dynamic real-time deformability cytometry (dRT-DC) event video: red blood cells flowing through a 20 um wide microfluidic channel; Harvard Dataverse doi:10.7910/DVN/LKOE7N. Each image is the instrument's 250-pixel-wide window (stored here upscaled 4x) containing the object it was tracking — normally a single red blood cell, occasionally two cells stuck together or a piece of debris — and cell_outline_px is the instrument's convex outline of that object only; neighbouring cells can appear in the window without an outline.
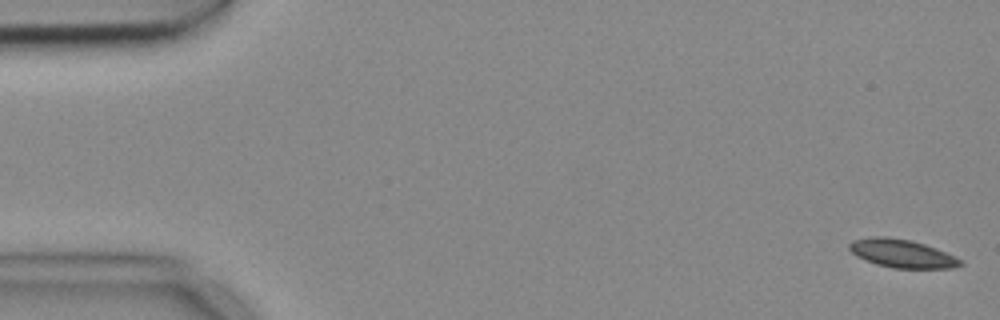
{"species": "common noctule bat (a hibernating species)", "species_latin": "Nyctalus noctula", "temperature_condition": "cold", "stored_images_in_passage": 6, "camera_frame_rate_fps": 3000, "um_per_image_px": 0.085, "animal": {"sex": "female", "body_mass_g": 18.4}, "frame": {"image": 1, "passage_image": 1, "time_ms": 0.0, "image_size_px": [1000, 320], "cell_outline_px": [[964, 264], [952, 268], [892, 268], [876, 264], [864, 260], [856, 256], [848, 248], [848, 244], [852, 240], [872, 236], [884, 236], [912, 240], [936, 248], [956, 256], [964, 260]], "centroid_in_image_um": [76.67, 21.54], "position_along_channel_um": 8.3, "area_um2": 18.55}}
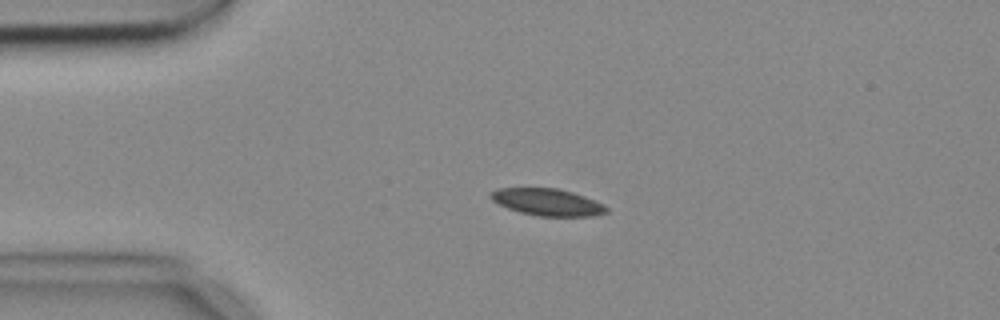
{"frame": {"image": 2, "passage_image": 4, "time_ms": 1.0, "image_size_px": [1000, 320], "cell_outline_px": [[608, 212], [596, 216], [536, 216], [520, 212], [508, 208], [492, 200], [488, 196], [496, 188], [560, 188], [584, 196], [604, 204], [608, 208]], "centroid_in_image_um": [46.55, 17.18], "position_along_channel_um": 38.5, "area_um2": 18.26}}